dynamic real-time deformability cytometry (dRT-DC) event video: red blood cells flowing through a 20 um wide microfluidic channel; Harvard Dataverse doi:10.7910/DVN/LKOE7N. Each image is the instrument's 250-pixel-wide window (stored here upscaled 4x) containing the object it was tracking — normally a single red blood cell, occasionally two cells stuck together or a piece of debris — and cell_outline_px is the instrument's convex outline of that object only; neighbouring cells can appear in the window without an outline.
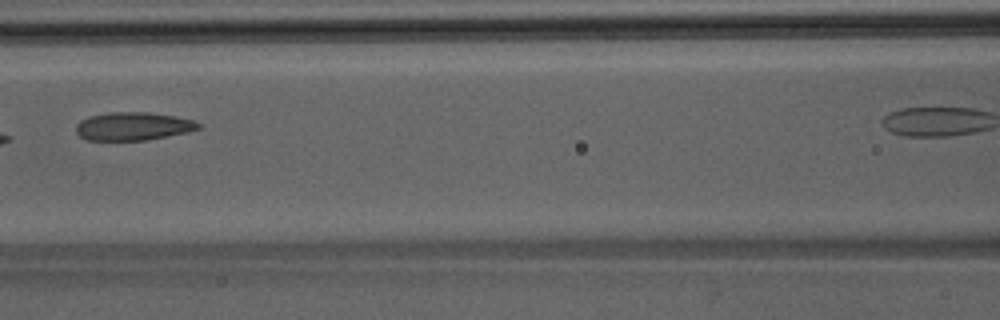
{"species": "Egyptian fruit bat (a non-hibernating species)", "species_latin": "Rousettus aegyptiacus", "temperature_condition": "room temperature", "stored_images_in_passage": 8, "camera_frame_rate_fps": 3000, "um_per_image_px": 0.085, "animal": {"sex": "male"}, "frame": {"image": 1, "passage_image": 7, "time_ms": 7.333, "image_size_px": [1000, 320], "cell_outline_px": [[200, 128], [188, 132], [144, 140], [88, 140], [80, 136], [76, 132], [76, 124], [80, 120], [88, 116], [108, 112], [148, 112], [176, 116], [192, 120], [200, 124]], "centroid_in_image_um": [11.28, 10.72], "position_along_channel_um": 155.3, "area_um2": 20.06}}